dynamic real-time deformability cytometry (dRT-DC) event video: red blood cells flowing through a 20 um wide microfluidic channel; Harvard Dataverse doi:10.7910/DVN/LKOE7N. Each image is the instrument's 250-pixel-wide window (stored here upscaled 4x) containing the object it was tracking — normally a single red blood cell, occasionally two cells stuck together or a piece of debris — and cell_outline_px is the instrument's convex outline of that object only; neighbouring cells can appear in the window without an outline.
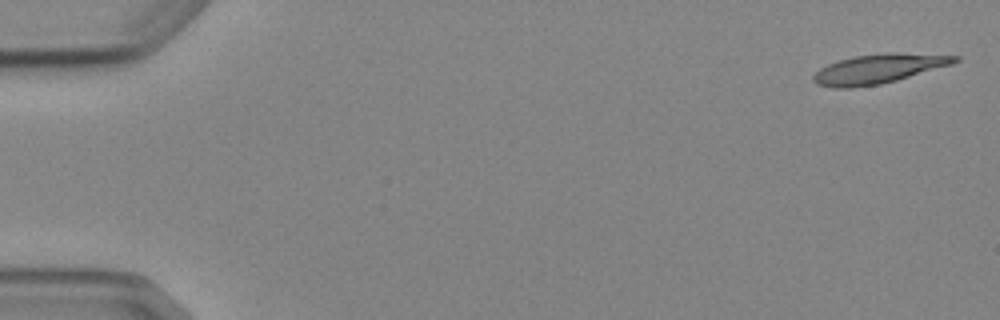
{"species": "Egyptian fruit bat (a non-hibernating species)", "species_latin": "Rousettus aegyptiacus", "temperature_condition": "cold", "stored_images_in_passage": 6, "camera_frame_rate_fps": 3000, "um_per_image_px": 0.085, "animal": {"sex": "female"}, "frame": {"image": 1, "passage_image": 1, "time_ms": 0.0, "image_size_px": [1000, 320], "cell_outline_px": [[960, 60], [952, 64], [896, 80], [880, 84], [852, 88], [832, 88], [816, 84], [812, 80], [812, 76], [820, 68], [828, 64], [840, 60], [856, 56], [884, 52], [896, 52], [960, 56]], "centroid_in_image_um": [74.65, 5.85], "position_along_channel_um": 10.3, "area_um2": 24.16}}
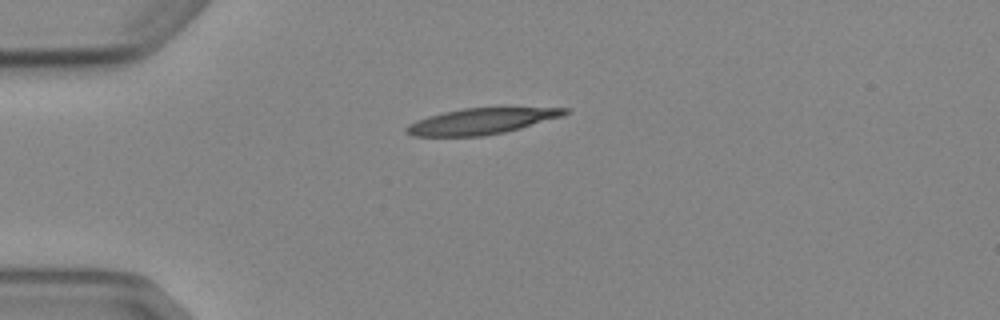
{"frame": {"image": 2, "passage_image": 4, "time_ms": 4.0, "image_size_px": [1000, 320], "cell_outline_px": [[572, 112], [564, 116], [520, 128], [504, 132], [484, 136], [412, 136], [404, 132], [404, 128], [408, 124], [416, 120], [428, 116], [444, 112], [464, 108], [572, 108]], "centroid_in_image_um": [40.92, 10.3], "position_along_channel_um": 44.1, "area_um2": 23.99}}
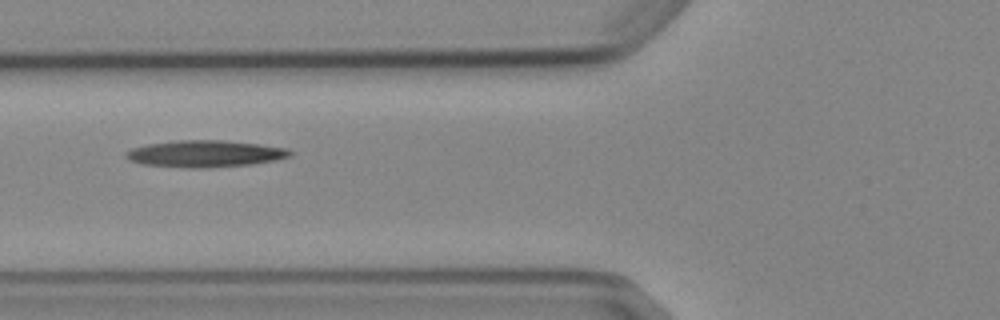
{"frame": {"image": 3, "passage_image": 6, "time_ms": 6.333, "image_size_px": [1000, 320], "cell_outline_px": [[296, 152], [292, 156], [276, 160], [252, 164], [204, 168], [184, 168], [144, 164], [128, 160], [124, 156], [124, 152], [132, 148], [148, 144], [176, 140], [224, 140], [260, 144], [288, 148]], "centroid_in_image_um": [17.46, 13.06], "position_along_channel_um": 108.3, "area_um2": 25.95}}